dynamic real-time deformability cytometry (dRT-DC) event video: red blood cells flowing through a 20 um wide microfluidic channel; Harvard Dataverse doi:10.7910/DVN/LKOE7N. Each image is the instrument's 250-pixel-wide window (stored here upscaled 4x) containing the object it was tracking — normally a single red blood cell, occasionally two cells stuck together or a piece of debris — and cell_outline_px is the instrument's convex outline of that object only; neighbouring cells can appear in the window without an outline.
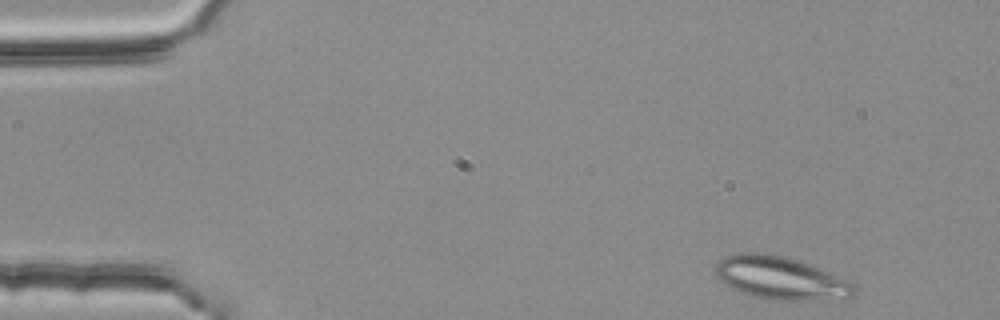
{"species": "common noctule bat (a hibernating species)", "species_latin": "Nyctalus noctula", "temperature_condition": "room temperature", "stored_images_in_passage": 3, "camera_frame_rate_fps": 3000, "um_per_image_px": 0.085, "animal": {"sex": "female", "body_mass_g": 25.1}, "frame": {"image": 1, "passage_image": 1, "time_ms": 0.0, "image_size_px": [1000, 320], "cell_outline_px": [[856, 292], [852, 296], [844, 300], [776, 300], [752, 296], [732, 288], [724, 284], [716, 276], [716, 264], [720, 260], [728, 256], [740, 252], [764, 252], [784, 256], [800, 260], [848, 280], [856, 284]], "centroid_in_image_um": [66.41, 23.64], "position_along_channel_um": 18.6, "area_um2": 35.03}}